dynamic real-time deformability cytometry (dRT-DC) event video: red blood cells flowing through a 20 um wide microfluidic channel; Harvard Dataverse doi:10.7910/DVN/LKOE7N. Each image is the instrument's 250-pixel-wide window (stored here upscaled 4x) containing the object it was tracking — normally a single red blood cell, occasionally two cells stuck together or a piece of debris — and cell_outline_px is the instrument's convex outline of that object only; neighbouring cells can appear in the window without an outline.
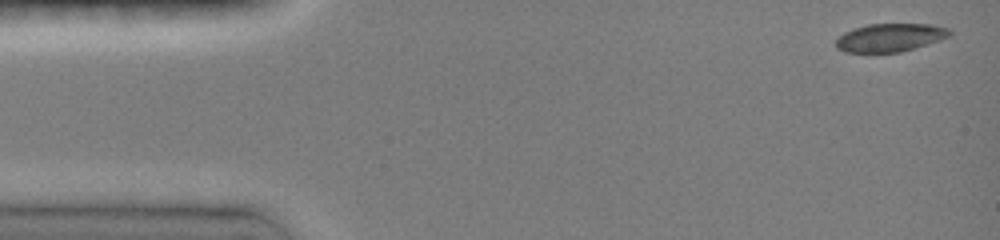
{"species": "common noctule bat (a hibernating species)", "species_latin": "Nyctalus noctula", "temperature_condition": "room temperature", "stored_images_in_passage": 15, "camera_frame_rate_fps": 3000, "um_per_image_px": 0.085, "animal": {"sex": "female", "body_mass_g": 19.0, "forearm_length_mm": 51.5}, "frame": {"image": 1, "passage_image": 1, "time_ms": 0.0, "image_size_px": [1000, 240], "cell_outline_px": [[952, 36], [940, 40], [900, 52], [844, 52], [836, 48], [836, 40], [844, 32], [852, 28], [868, 24], [932, 24], [948, 28], [952, 32]], "centroid_in_image_um": [75.66, 3.18], "position_along_channel_um": 9.3, "area_um2": 18.73}}
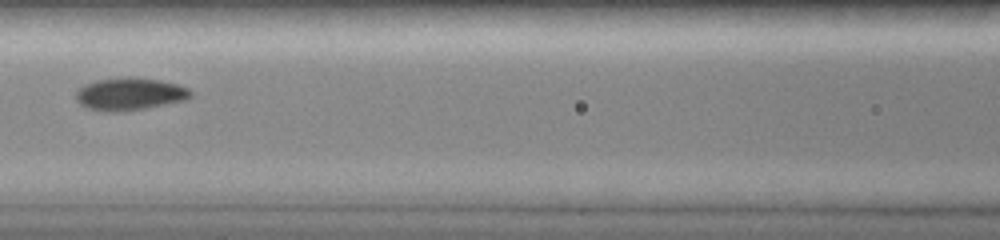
{"frame": {"image": 2, "passage_image": 7, "time_ms": 6.333, "image_size_px": [1000, 240], "cell_outline_px": [[192, 96], [188, 100], [124, 112], [104, 112], [84, 108], [76, 100], [76, 92], [84, 84], [96, 80], [128, 76], [160, 80], [176, 84], [188, 88], [192, 92]], "centroid_in_image_um": [11.01, 8.0], "position_along_channel_um": 155.6, "area_um2": 22.14}}
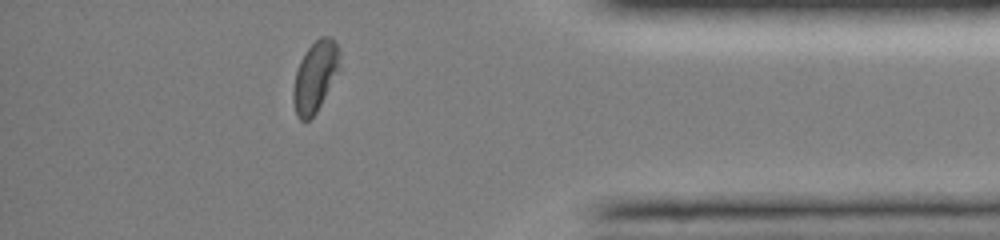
{"frame": {"image": 3, "passage_image": 14, "time_ms": 13.0, "image_size_px": [1000, 240], "cell_outline_px": [[340, 68], [316, 112], [308, 120], [300, 120], [296, 116], [292, 100], [292, 92], [296, 72], [300, 60], [304, 52], [320, 36], [328, 36], [340, 48]], "centroid_in_image_um": [26.77, 6.5], "position_along_channel_um": 408.4, "area_um2": 19.07}, "authors_computed_cell_mechanics": {"area_um2": 20.2878, "velocity_mm_per_s": 4.0539, "shape_relaxation_time_tau1_ms": 2.0466, "shape_relaxation_time_tau2_ms": 7.9694, "deformation_change_tau1": 0.1023, "deformation_change_tau2": 0.0373}}